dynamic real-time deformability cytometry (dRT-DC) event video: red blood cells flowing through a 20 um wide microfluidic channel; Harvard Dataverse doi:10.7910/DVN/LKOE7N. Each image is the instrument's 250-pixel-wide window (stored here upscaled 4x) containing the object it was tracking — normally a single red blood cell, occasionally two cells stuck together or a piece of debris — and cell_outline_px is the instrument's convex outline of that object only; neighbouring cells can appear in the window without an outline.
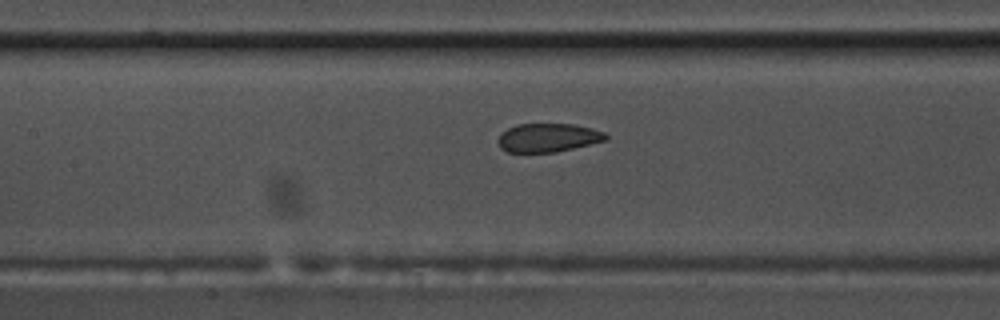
{"species": "common noctule bat (a hibernating species)", "species_latin": "Nyctalus noctula", "temperature_condition": "warm", "stored_images_in_passage": 39, "camera_frame_rate_fps": 3000, "um_per_image_px": 0.085, "animal": {"sex": "male", "body_mass_g": 17.5, "forearm_length_mm": 52.3}, "frame": {"image": 1, "passage_image": 9, "time_ms": 2.667, "image_size_px": [1000, 320], "cell_outline_px": [[608, 140], [556, 152], [508, 152], [500, 148], [496, 140], [508, 128], [516, 124], [572, 124], [592, 128], [604, 132], [608, 136]], "centroid_in_image_um": [46.59, 11.7], "position_along_channel_um": 160.8, "area_um2": 17.98}}
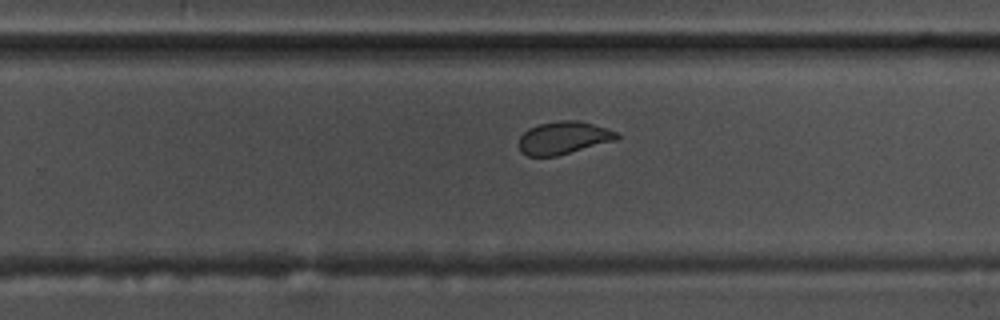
{"frame": {"image": 2, "passage_image": 19, "time_ms": 6.0, "image_size_px": [1000, 320], "cell_outline_px": [[620, 140], [556, 156], [528, 156], [520, 152], [520, 136], [528, 128], [536, 124], [560, 120], [580, 120], [616, 132], [620, 136]], "centroid_in_image_um": [47.92, 11.71], "position_along_channel_um": 281.9, "area_um2": 18.84}}
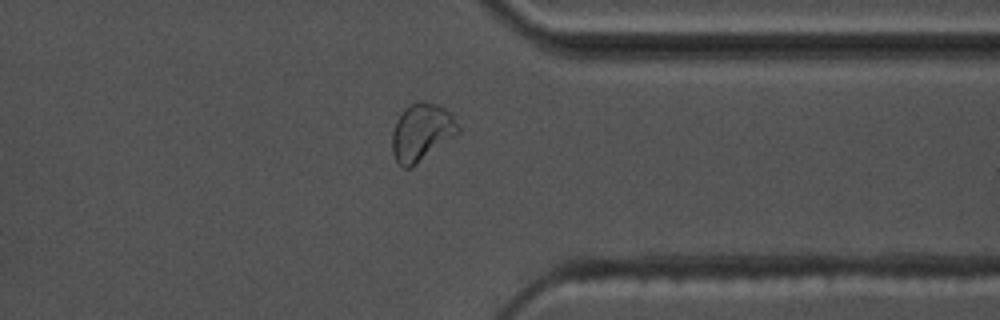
{"frame": {"image": 3, "passage_image": 27, "time_ms": 8.667, "image_size_px": [1000, 320], "cell_outline_px": [[460, 132], [412, 168], [404, 168], [396, 160], [392, 152], [392, 132], [396, 120], [404, 108], [416, 100], [424, 100], [440, 104], [452, 116], [460, 128]], "centroid_in_image_um": [35.82, 11.22], "position_along_channel_um": 375.6, "area_um2": 22.31}, "authors_computed_cell_mechanics": {"area_um2": 19.5364, "velocity_mm_per_s": 3.6488, "shape_relaxation_time_tau1_ms": 7.1743, "shape_relaxation_time_tau2_ms": 0.8129, "deformation_change_tau1": 0.1408, "deformation_change_tau2": 0.07}}